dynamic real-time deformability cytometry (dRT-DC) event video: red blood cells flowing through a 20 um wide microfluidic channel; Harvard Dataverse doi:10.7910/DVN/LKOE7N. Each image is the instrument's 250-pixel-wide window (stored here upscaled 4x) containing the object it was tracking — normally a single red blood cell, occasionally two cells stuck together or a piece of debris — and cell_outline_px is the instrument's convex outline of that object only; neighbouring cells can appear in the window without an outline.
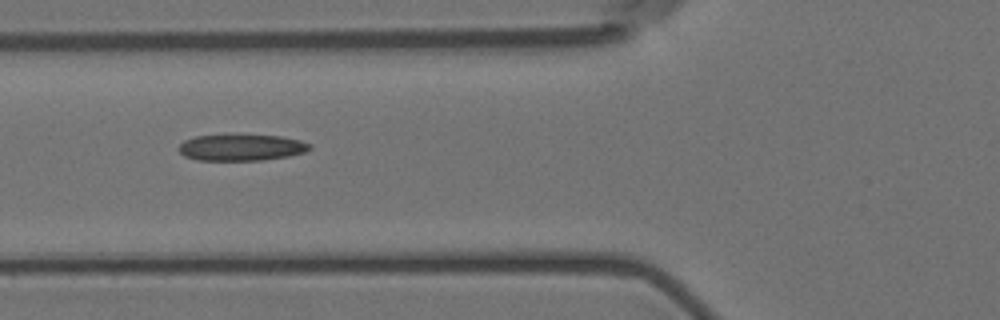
{"species": "Egyptian fruit bat (a non-hibernating species)", "species_latin": "Rousettus aegyptiacus", "temperature_condition": "room temperature", "stored_images_in_passage": 12, "camera_frame_rate_fps": 3000, "um_per_image_px": 0.085, "animal": {"sex": "female"}, "frame": {"image": 1, "passage_image": 3, "time_ms": 2.333, "image_size_px": [1000, 320], "cell_outline_px": [[312, 148], [304, 152], [288, 156], [264, 160], [196, 160], [184, 156], [176, 148], [184, 140], [196, 136], [228, 132], [280, 136], [300, 140], [312, 144]], "centroid_in_image_um": [20.48, 12.49], "position_along_channel_um": 105.3, "area_um2": 21.1}}
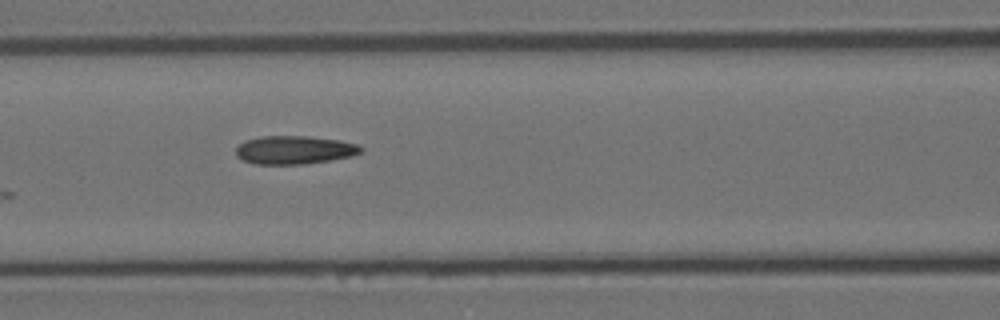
{"frame": {"image": 2, "passage_image": 4, "time_ms": 3.333, "image_size_px": [1000, 320], "cell_outline_px": [[364, 152], [352, 156], [332, 160], [304, 164], [256, 164], [244, 160], [236, 156], [236, 148], [244, 140], [260, 136], [308, 136], [340, 140], [360, 144], [364, 148]], "centroid_in_image_um": [25.08, 12.74], "position_along_channel_um": 141.5, "area_um2": 20.92}}